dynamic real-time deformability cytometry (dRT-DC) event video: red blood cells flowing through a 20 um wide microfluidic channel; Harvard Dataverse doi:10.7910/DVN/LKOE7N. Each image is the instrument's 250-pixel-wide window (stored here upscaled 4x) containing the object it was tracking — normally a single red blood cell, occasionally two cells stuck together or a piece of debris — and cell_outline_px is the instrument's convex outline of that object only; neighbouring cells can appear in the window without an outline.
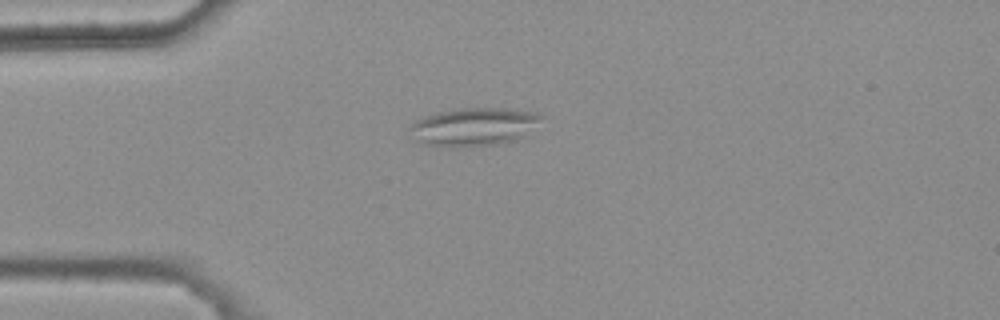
{"species": "common noctule bat (a hibernating species)", "species_latin": "Nyctalus noctula", "temperature_condition": "warm", "stored_images_in_passage": 3, "camera_frame_rate_fps": 3000, "um_per_image_px": 0.085, "animal": {"sex": "female", "body_mass_g": 25.1}, "frame": {"image": 1, "passage_image": 1, "time_ms": 0.0, "image_size_px": [1000, 320], "cell_outline_px": [[544, 116], [540, 120], [516, 140], [504, 144], [428, 144], [420, 140], [408, 128], [416, 120], [424, 116], [440, 112], [460, 108], [512, 108], [540, 112]], "centroid_in_image_um": [40.37, 10.7], "position_along_channel_um": 44.6, "area_um2": 27.98}}